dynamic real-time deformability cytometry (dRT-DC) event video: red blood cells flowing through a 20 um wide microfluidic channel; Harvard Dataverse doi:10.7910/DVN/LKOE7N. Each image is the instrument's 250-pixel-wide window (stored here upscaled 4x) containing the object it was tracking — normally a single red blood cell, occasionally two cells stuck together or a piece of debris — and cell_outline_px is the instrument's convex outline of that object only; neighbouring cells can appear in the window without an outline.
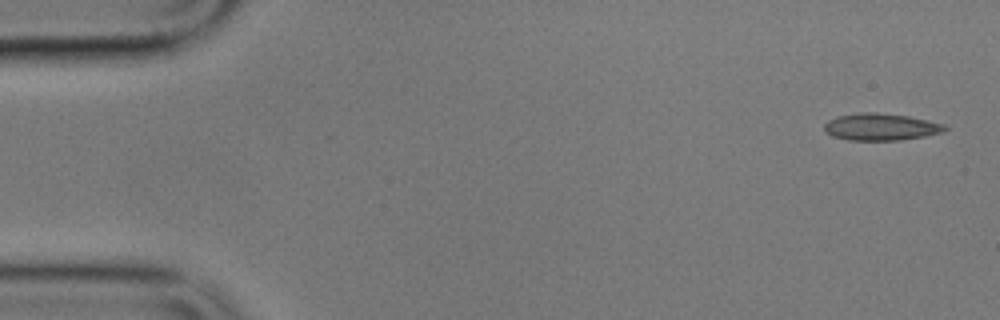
{"species": "common noctule bat (a hibernating species)", "species_latin": "Nyctalus noctula", "temperature_condition": "cold", "stored_images_in_passage": 6, "camera_frame_rate_fps": 3000, "um_per_image_px": 0.085, "animal": {"sex": "male", "body_mass_g": 17.9}, "frame": {"image": 1, "passage_image": 1, "time_ms": 0.0, "image_size_px": [1000, 320], "cell_outline_px": [[948, 128], [944, 132], [924, 136], [900, 140], [848, 140], [832, 136], [824, 132], [824, 124], [828, 120], [836, 116], [860, 112], [876, 112], [908, 116], [944, 124]], "centroid_in_image_um": [74.83, 10.78], "position_along_channel_um": 10.2, "area_um2": 19.07}}
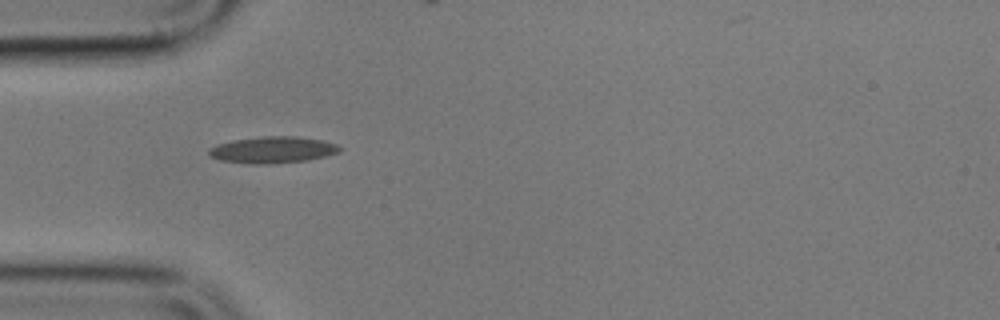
{"frame": {"image": 2, "passage_image": 5, "time_ms": 5.0, "image_size_px": [1000, 320], "cell_outline_px": [[344, 148], [340, 152], [308, 160], [272, 164], [248, 164], [220, 160], [212, 156], [208, 152], [208, 148], [216, 144], [232, 140], [260, 136], [296, 136], [324, 140], [336, 144]], "centroid_in_image_um": [23.19, 12.73], "position_along_channel_um": 61.8, "area_um2": 20.52}}
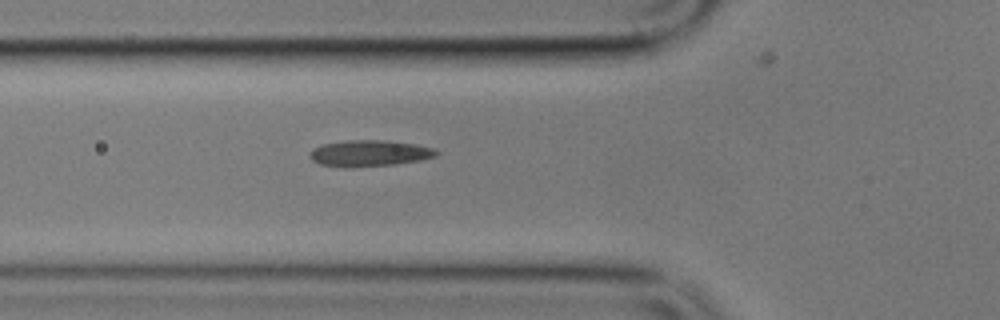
{"frame": {"image": 3, "passage_image": 6, "time_ms": 6.0, "image_size_px": [1000, 320], "cell_outline_px": [[440, 152], [436, 156], [420, 160], [396, 164], [320, 164], [312, 160], [308, 156], [312, 148], [324, 144], [344, 140], [388, 140], [416, 144], [436, 148]], "centroid_in_image_um": [31.49, 12.96], "position_along_channel_um": 94.3, "area_um2": 18.55}}